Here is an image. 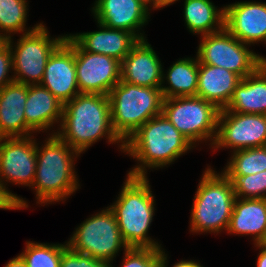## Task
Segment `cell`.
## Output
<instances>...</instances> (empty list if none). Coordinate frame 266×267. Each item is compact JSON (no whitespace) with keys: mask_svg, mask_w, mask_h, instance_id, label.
<instances>
[{"mask_svg":"<svg viewBox=\"0 0 266 267\" xmlns=\"http://www.w3.org/2000/svg\"><path fill=\"white\" fill-rule=\"evenodd\" d=\"M67 245L76 252L110 262L120 248L124 251L129 248L109 207L80 224Z\"/></svg>","mask_w":266,"mask_h":267,"instance_id":"cell-8","label":"cell"},{"mask_svg":"<svg viewBox=\"0 0 266 267\" xmlns=\"http://www.w3.org/2000/svg\"><path fill=\"white\" fill-rule=\"evenodd\" d=\"M63 103L41 84L27 85L26 123L35 131L49 129L62 121ZM60 120V121H59Z\"/></svg>","mask_w":266,"mask_h":267,"instance_id":"cell-22","label":"cell"},{"mask_svg":"<svg viewBox=\"0 0 266 267\" xmlns=\"http://www.w3.org/2000/svg\"><path fill=\"white\" fill-rule=\"evenodd\" d=\"M224 171L226 176H245L266 170V145L233 152Z\"/></svg>","mask_w":266,"mask_h":267,"instance_id":"cell-26","label":"cell"},{"mask_svg":"<svg viewBox=\"0 0 266 267\" xmlns=\"http://www.w3.org/2000/svg\"><path fill=\"white\" fill-rule=\"evenodd\" d=\"M192 145L163 114L153 117L124 142V152L140 162L128 175L146 177V167L169 165Z\"/></svg>","mask_w":266,"mask_h":267,"instance_id":"cell-2","label":"cell"},{"mask_svg":"<svg viewBox=\"0 0 266 267\" xmlns=\"http://www.w3.org/2000/svg\"><path fill=\"white\" fill-rule=\"evenodd\" d=\"M65 38L66 35L51 39L47 28L40 23L35 30L22 34L14 46L16 48L12 46L11 37L5 40L12 52L14 81L27 85L40 84L49 57Z\"/></svg>","mask_w":266,"mask_h":267,"instance_id":"cell-9","label":"cell"},{"mask_svg":"<svg viewBox=\"0 0 266 267\" xmlns=\"http://www.w3.org/2000/svg\"><path fill=\"white\" fill-rule=\"evenodd\" d=\"M197 58L201 64H209L230 70L241 78L254 73L262 65V56L250 51L225 28L201 36Z\"/></svg>","mask_w":266,"mask_h":267,"instance_id":"cell-10","label":"cell"},{"mask_svg":"<svg viewBox=\"0 0 266 267\" xmlns=\"http://www.w3.org/2000/svg\"><path fill=\"white\" fill-rule=\"evenodd\" d=\"M234 186L236 198L266 199V170L245 176H227Z\"/></svg>","mask_w":266,"mask_h":267,"instance_id":"cell-29","label":"cell"},{"mask_svg":"<svg viewBox=\"0 0 266 267\" xmlns=\"http://www.w3.org/2000/svg\"><path fill=\"white\" fill-rule=\"evenodd\" d=\"M100 31L85 32L69 36L84 50L103 54L121 62L139 39L131 32L113 29L99 24ZM102 28V29H101Z\"/></svg>","mask_w":266,"mask_h":267,"instance_id":"cell-19","label":"cell"},{"mask_svg":"<svg viewBox=\"0 0 266 267\" xmlns=\"http://www.w3.org/2000/svg\"><path fill=\"white\" fill-rule=\"evenodd\" d=\"M163 74L161 61L146 39L139 40L120 62V81L137 86L160 88Z\"/></svg>","mask_w":266,"mask_h":267,"instance_id":"cell-17","label":"cell"},{"mask_svg":"<svg viewBox=\"0 0 266 267\" xmlns=\"http://www.w3.org/2000/svg\"><path fill=\"white\" fill-rule=\"evenodd\" d=\"M27 84L12 82L0 90V138L27 137L35 132L24 114Z\"/></svg>","mask_w":266,"mask_h":267,"instance_id":"cell-18","label":"cell"},{"mask_svg":"<svg viewBox=\"0 0 266 267\" xmlns=\"http://www.w3.org/2000/svg\"><path fill=\"white\" fill-rule=\"evenodd\" d=\"M255 246L261 250L257 258V267H266V243H257Z\"/></svg>","mask_w":266,"mask_h":267,"instance_id":"cell-35","label":"cell"},{"mask_svg":"<svg viewBox=\"0 0 266 267\" xmlns=\"http://www.w3.org/2000/svg\"><path fill=\"white\" fill-rule=\"evenodd\" d=\"M169 86L161 85L164 98L196 96L198 87V58L179 59L167 71Z\"/></svg>","mask_w":266,"mask_h":267,"instance_id":"cell-25","label":"cell"},{"mask_svg":"<svg viewBox=\"0 0 266 267\" xmlns=\"http://www.w3.org/2000/svg\"><path fill=\"white\" fill-rule=\"evenodd\" d=\"M225 110L266 115V57L254 73L241 79Z\"/></svg>","mask_w":266,"mask_h":267,"instance_id":"cell-21","label":"cell"},{"mask_svg":"<svg viewBox=\"0 0 266 267\" xmlns=\"http://www.w3.org/2000/svg\"><path fill=\"white\" fill-rule=\"evenodd\" d=\"M40 84L63 104L80 94L76 78L75 50L65 40L49 57Z\"/></svg>","mask_w":266,"mask_h":267,"instance_id":"cell-14","label":"cell"},{"mask_svg":"<svg viewBox=\"0 0 266 267\" xmlns=\"http://www.w3.org/2000/svg\"><path fill=\"white\" fill-rule=\"evenodd\" d=\"M184 19L191 33L204 36L224 28L225 10H218L210 0H185Z\"/></svg>","mask_w":266,"mask_h":267,"instance_id":"cell-24","label":"cell"},{"mask_svg":"<svg viewBox=\"0 0 266 267\" xmlns=\"http://www.w3.org/2000/svg\"><path fill=\"white\" fill-rule=\"evenodd\" d=\"M65 41L75 50L79 92L108 95L120 82V62L107 55L84 51L68 35Z\"/></svg>","mask_w":266,"mask_h":267,"instance_id":"cell-12","label":"cell"},{"mask_svg":"<svg viewBox=\"0 0 266 267\" xmlns=\"http://www.w3.org/2000/svg\"><path fill=\"white\" fill-rule=\"evenodd\" d=\"M60 267H112L110 261L93 258L67 246L61 256Z\"/></svg>","mask_w":266,"mask_h":267,"instance_id":"cell-31","label":"cell"},{"mask_svg":"<svg viewBox=\"0 0 266 267\" xmlns=\"http://www.w3.org/2000/svg\"><path fill=\"white\" fill-rule=\"evenodd\" d=\"M11 69L13 70V61L10 45L5 40H0V90L14 82V78L8 77Z\"/></svg>","mask_w":266,"mask_h":267,"instance_id":"cell-32","label":"cell"},{"mask_svg":"<svg viewBox=\"0 0 266 267\" xmlns=\"http://www.w3.org/2000/svg\"><path fill=\"white\" fill-rule=\"evenodd\" d=\"M5 267H25L24 261L18 255L17 257L11 259Z\"/></svg>","mask_w":266,"mask_h":267,"instance_id":"cell-36","label":"cell"},{"mask_svg":"<svg viewBox=\"0 0 266 267\" xmlns=\"http://www.w3.org/2000/svg\"><path fill=\"white\" fill-rule=\"evenodd\" d=\"M241 79L239 75L230 70L209 64H201L198 61L196 96L211 102L219 110L225 109Z\"/></svg>","mask_w":266,"mask_h":267,"instance_id":"cell-20","label":"cell"},{"mask_svg":"<svg viewBox=\"0 0 266 267\" xmlns=\"http://www.w3.org/2000/svg\"><path fill=\"white\" fill-rule=\"evenodd\" d=\"M32 137L0 138V183L16 201L18 209L27 208L28 204L23 198L7 190L4 181L32 186L36 173V146L38 145Z\"/></svg>","mask_w":266,"mask_h":267,"instance_id":"cell-11","label":"cell"},{"mask_svg":"<svg viewBox=\"0 0 266 267\" xmlns=\"http://www.w3.org/2000/svg\"><path fill=\"white\" fill-rule=\"evenodd\" d=\"M220 110L211 102L197 97L164 98L162 114L192 144L211 139V147L217 134Z\"/></svg>","mask_w":266,"mask_h":267,"instance_id":"cell-7","label":"cell"},{"mask_svg":"<svg viewBox=\"0 0 266 267\" xmlns=\"http://www.w3.org/2000/svg\"><path fill=\"white\" fill-rule=\"evenodd\" d=\"M167 254H165V251H161V257H160V267H167ZM173 267H203L201 266L199 263L195 262V261H179L176 264L173 265Z\"/></svg>","mask_w":266,"mask_h":267,"instance_id":"cell-34","label":"cell"},{"mask_svg":"<svg viewBox=\"0 0 266 267\" xmlns=\"http://www.w3.org/2000/svg\"><path fill=\"white\" fill-rule=\"evenodd\" d=\"M224 28L242 43L266 44V3L237 2L224 7Z\"/></svg>","mask_w":266,"mask_h":267,"instance_id":"cell-15","label":"cell"},{"mask_svg":"<svg viewBox=\"0 0 266 267\" xmlns=\"http://www.w3.org/2000/svg\"><path fill=\"white\" fill-rule=\"evenodd\" d=\"M178 0H155V9L163 8L165 6L171 5Z\"/></svg>","mask_w":266,"mask_h":267,"instance_id":"cell-37","label":"cell"},{"mask_svg":"<svg viewBox=\"0 0 266 267\" xmlns=\"http://www.w3.org/2000/svg\"><path fill=\"white\" fill-rule=\"evenodd\" d=\"M235 199L233 182L208 167L194 196L190 231L215 234L227 230Z\"/></svg>","mask_w":266,"mask_h":267,"instance_id":"cell-6","label":"cell"},{"mask_svg":"<svg viewBox=\"0 0 266 267\" xmlns=\"http://www.w3.org/2000/svg\"><path fill=\"white\" fill-rule=\"evenodd\" d=\"M227 231L255 235L254 244L266 242V199L236 198Z\"/></svg>","mask_w":266,"mask_h":267,"instance_id":"cell-23","label":"cell"},{"mask_svg":"<svg viewBox=\"0 0 266 267\" xmlns=\"http://www.w3.org/2000/svg\"><path fill=\"white\" fill-rule=\"evenodd\" d=\"M161 248L129 247L121 267H160Z\"/></svg>","mask_w":266,"mask_h":267,"instance_id":"cell-30","label":"cell"},{"mask_svg":"<svg viewBox=\"0 0 266 267\" xmlns=\"http://www.w3.org/2000/svg\"><path fill=\"white\" fill-rule=\"evenodd\" d=\"M27 10L26 0H0V29L2 32L6 31V34L0 33V40H7L11 33L31 32L40 25H35L31 30H24Z\"/></svg>","mask_w":266,"mask_h":267,"instance_id":"cell-27","label":"cell"},{"mask_svg":"<svg viewBox=\"0 0 266 267\" xmlns=\"http://www.w3.org/2000/svg\"><path fill=\"white\" fill-rule=\"evenodd\" d=\"M141 1L147 6H148V4L152 5L151 7H153V9H155V0H141Z\"/></svg>","mask_w":266,"mask_h":267,"instance_id":"cell-38","label":"cell"},{"mask_svg":"<svg viewBox=\"0 0 266 267\" xmlns=\"http://www.w3.org/2000/svg\"><path fill=\"white\" fill-rule=\"evenodd\" d=\"M266 145V115L220 110L212 148L242 149Z\"/></svg>","mask_w":266,"mask_h":267,"instance_id":"cell-13","label":"cell"},{"mask_svg":"<svg viewBox=\"0 0 266 267\" xmlns=\"http://www.w3.org/2000/svg\"><path fill=\"white\" fill-rule=\"evenodd\" d=\"M92 11L99 24L131 32L145 39L139 30L148 22L149 9L141 0H97ZM137 32V33H136Z\"/></svg>","mask_w":266,"mask_h":267,"instance_id":"cell-16","label":"cell"},{"mask_svg":"<svg viewBox=\"0 0 266 267\" xmlns=\"http://www.w3.org/2000/svg\"><path fill=\"white\" fill-rule=\"evenodd\" d=\"M26 249L19 256L25 267H60L63 250L66 244H43L28 241Z\"/></svg>","mask_w":266,"mask_h":267,"instance_id":"cell-28","label":"cell"},{"mask_svg":"<svg viewBox=\"0 0 266 267\" xmlns=\"http://www.w3.org/2000/svg\"><path fill=\"white\" fill-rule=\"evenodd\" d=\"M59 131L54 132L80 154L103 136L108 142H124L112 128L108 95L80 93L63 104Z\"/></svg>","mask_w":266,"mask_h":267,"instance_id":"cell-1","label":"cell"},{"mask_svg":"<svg viewBox=\"0 0 266 267\" xmlns=\"http://www.w3.org/2000/svg\"><path fill=\"white\" fill-rule=\"evenodd\" d=\"M0 209H18L16 201L6 192L0 183Z\"/></svg>","mask_w":266,"mask_h":267,"instance_id":"cell-33","label":"cell"},{"mask_svg":"<svg viewBox=\"0 0 266 267\" xmlns=\"http://www.w3.org/2000/svg\"><path fill=\"white\" fill-rule=\"evenodd\" d=\"M114 132L125 142L145 122L162 114L161 88L142 87L120 81L108 94Z\"/></svg>","mask_w":266,"mask_h":267,"instance_id":"cell-5","label":"cell"},{"mask_svg":"<svg viewBox=\"0 0 266 267\" xmlns=\"http://www.w3.org/2000/svg\"><path fill=\"white\" fill-rule=\"evenodd\" d=\"M147 177L127 175L113 211L122 238L128 247L161 248L147 236L154 215V196Z\"/></svg>","mask_w":266,"mask_h":267,"instance_id":"cell-4","label":"cell"},{"mask_svg":"<svg viewBox=\"0 0 266 267\" xmlns=\"http://www.w3.org/2000/svg\"><path fill=\"white\" fill-rule=\"evenodd\" d=\"M79 154L53 133L43 147L36 146V173L32 187L36 190L37 203L62 201L78 189L73 157L77 158Z\"/></svg>","mask_w":266,"mask_h":267,"instance_id":"cell-3","label":"cell"}]
</instances>
